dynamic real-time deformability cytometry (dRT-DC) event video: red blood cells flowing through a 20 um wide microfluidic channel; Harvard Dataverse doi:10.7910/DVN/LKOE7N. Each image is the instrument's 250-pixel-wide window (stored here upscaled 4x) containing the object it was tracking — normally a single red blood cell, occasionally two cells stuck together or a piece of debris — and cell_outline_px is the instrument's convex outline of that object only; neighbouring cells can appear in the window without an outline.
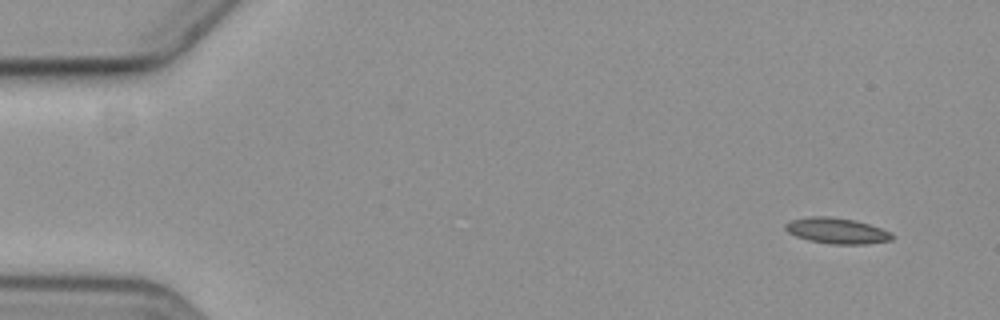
{"species": "common noctule bat (a hibernating species)", "species_latin": "Nyctalus noctula", "temperature_condition": "cold", "stored_images_in_passage": 6, "camera_frame_rate_fps": 3000, "um_per_image_px": 0.085, "animal": {"sex": "female", "body_mass_g": 19.3, "forearm_length_mm": 54.1}, "frame": {"image": 1, "passage_image": 1, "time_ms": 0.0, "image_size_px": [1000, 320], "cell_outline_px": [[896, 236], [892, 240], [868, 244], [832, 244], [808, 240], [796, 236], [788, 232], [784, 228], [784, 224], [788, 220], [808, 216], [828, 216], [856, 220], [892, 232]], "centroid_in_image_um": [71.13, 19.61], "position_along_channel_um": 13.9, "area_um2": 16.3}}
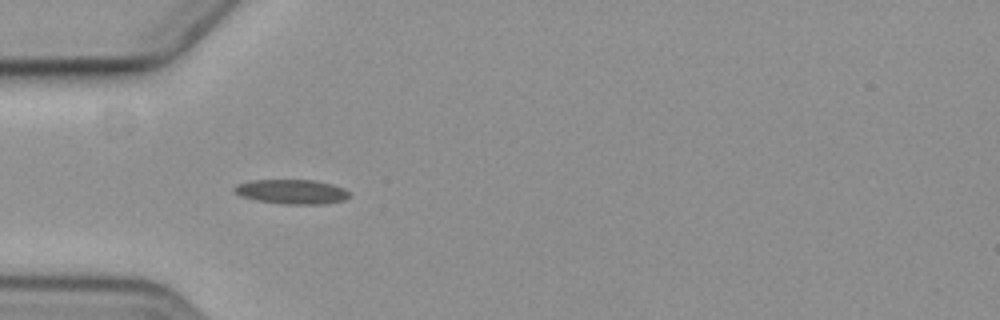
{"frame": {"image": 2, "passage_image": 5, "time_ms": 4.667, "image_size_px": [1000, 320], "cell_outline_px": [[348, 196], [344, 200], [324, 204], [284, 204], [256, 200], [240, 196], [232, 192], [232, 188], [236, 184], [252, 180], [312, 180], [332, 184], [344, 188], [348, 192]], "centroid_in_image_um": [24.74, 16.29], "position_along_channel_um": 60.3, "area_um2": 16.47}}
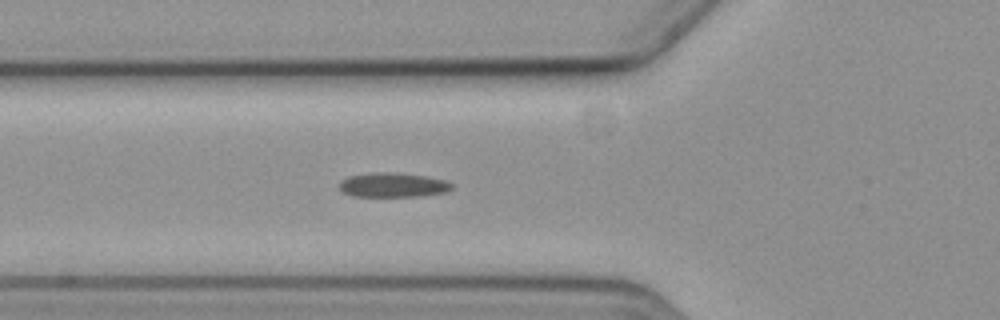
{"frame": {"image": 3, "passage_image": 6, "time_ms": 5.667, "image_size_px": [1000, 320], "cell_outline_px": [[452, 188], [444, 192], [424, 196], [352, 196], [344, 192], [340, 188], [340, 180], [348, 176], [376, 172], [388, 172], [424, 176], [444, 180], [452, 184]], "centroid_in_image_um": [33.37, 15.72], "position_along_channel_um": 92.4, "area_um2": 15.78}}